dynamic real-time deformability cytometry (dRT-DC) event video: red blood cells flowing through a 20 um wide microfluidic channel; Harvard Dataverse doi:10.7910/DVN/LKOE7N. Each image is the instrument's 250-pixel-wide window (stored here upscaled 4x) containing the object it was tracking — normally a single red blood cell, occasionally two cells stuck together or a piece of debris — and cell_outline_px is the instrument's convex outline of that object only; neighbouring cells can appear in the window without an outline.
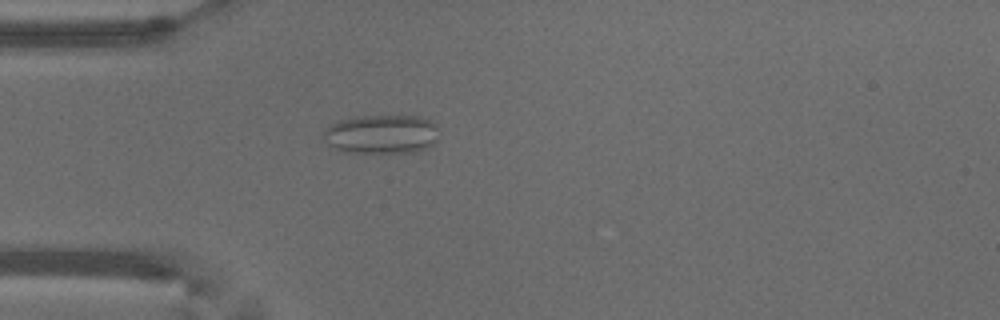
{"species": "common noctule bat (a hibernating species)", "species_latin": "Nyctalus noctula", "temperature_condition": "warm", "stored_images_in_passage": 49, "camera_frame_rate_fps": 3000, "um_per_image_px": 0.085, "animal": {"sex": "male", "body_mass_g": 18.8}, "frame": {"image": 1, "passage_image": 11, "time_ms": 3.333, "image_size_px": [1000, 320], "cell_outline_px": [[436, 140], [428, 148], [416, 152], [344, 152], [328, 144], [324, 136], [324, 132], [332, 124], [340, 120], [352, 116], [420, 116], [436, 124]], "centroid_in_image_um": [32.44, 11.4], "position_along_channel_um": 52.6, "area_um2": 26.01}}
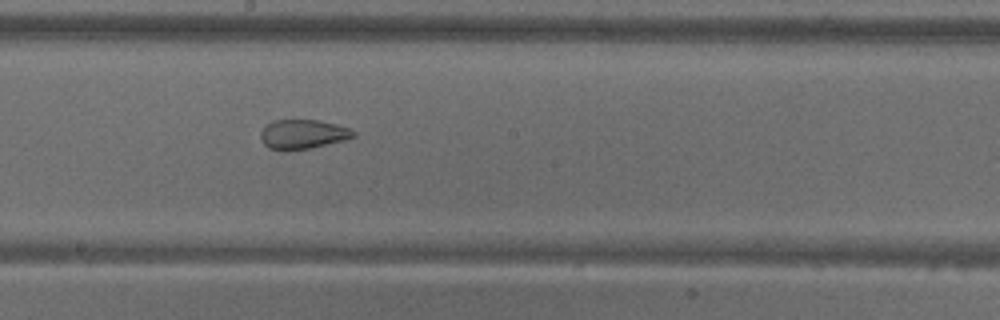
{"frame": {"image": 2, "passage_image": 25, "time_ms": 8.0, "image_size_px": [1000, 320], "cell_outline_px": [[356, 136], [348, 140], [288, 152], [268, 148], [260, 140], [260, 132], [272, 120], [316, 120], [336, 124], [348, 128], [356, 132]], "centroid_in_image_um": [25.74, 11.43], "position_along_channel_um": 222.5, "area_um2": 16.13}}
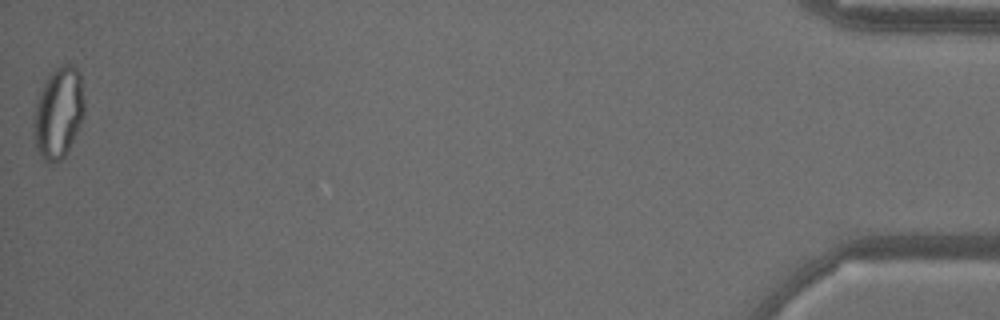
{"frame": {"image": 3, "passage_image": 49, "time_ms": 16.0, "image_size_px": [1000, 320], "cell_outline_px": [[84, 112], [72, 140], [64, 156], [60, 160], [52, 164], [48, 164], [40, 156], [36, 148], [32, 132], [32, 124], [36, 104], [44, 80], [60, 64], [72, 64], [80, 72], [84, 104]], "centroid_in_image_um": [4.93, 9.58], "position_along_channel_um": 430.3, "area_um2": 26.88}, "authors_computed_cell_mechanics": {"area_um2": 22.831, "velocity_mm_per_s": 3.7891, "shape_relaxation_time_tau1_ms": null, "shape_relaxation_time_tau2_ms": 1.0049, "deformation_change_tau1": null, "deformation_change_tau2": 0.0588}}